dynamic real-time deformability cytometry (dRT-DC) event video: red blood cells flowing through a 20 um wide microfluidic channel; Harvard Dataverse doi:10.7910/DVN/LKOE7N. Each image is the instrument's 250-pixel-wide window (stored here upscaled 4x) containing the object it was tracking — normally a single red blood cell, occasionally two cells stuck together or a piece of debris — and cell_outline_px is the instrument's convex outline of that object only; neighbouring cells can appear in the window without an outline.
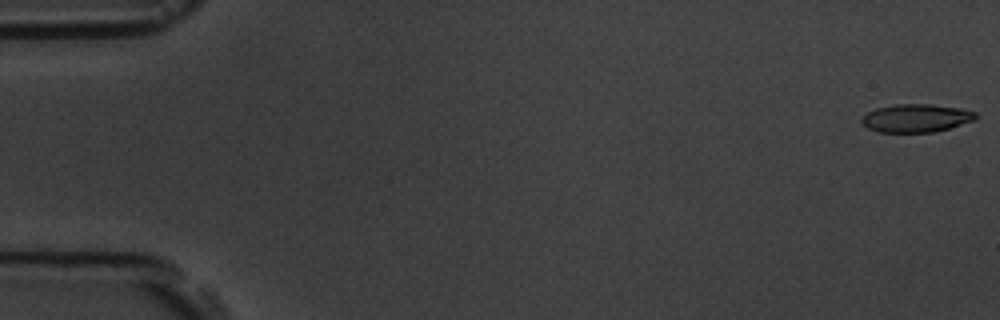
{"species": "common noctule bat (a hibernating species)", "species_latin": "Nyctalus noctula", "temperature_condition": "room temperature", "stored_images_in_passage": 7, "camera_frame_rate_fps": 3000, "um_per_image_px": 0.085, "animal": {"sex": "male", "body_mass_g": 19.5, "forearm_length_mm": 54.6}, "frame": {"image": 1, "passage_image": 1, "time_ms": 0.0, "image_size_px": [1000, 320], "cell_outline_px": [[976, 116], [972, 120], [948, 128], [932, 132], [880, 132], [868, 128], [860, 120], [868, 112], [876, 108], [896, 104], [928, 104], [960, 108], [976, 112]], "centroid_in_image_um": [77.84, 10.03], "position_along_channel_um": 7.2, "area_um2": 18.32}}
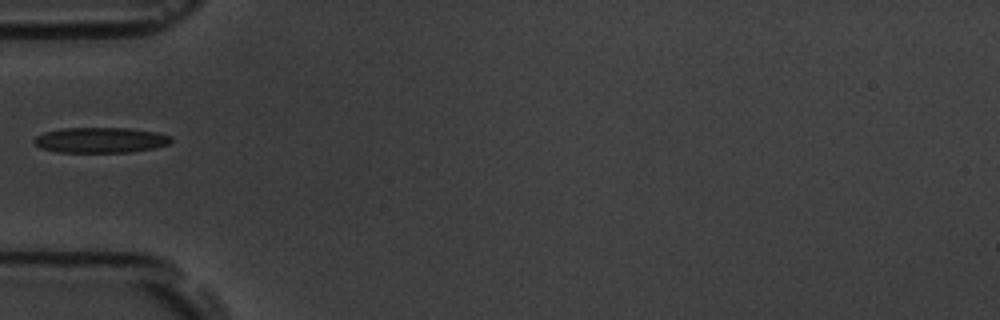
{"frame": {"image": 2, "passage_image": 6, "time_ms": 6.0, "image_size_px": [1000, 320], "cell_outline_px": [[172, 140], [168, 144], [152, 148], [128, 152], [56, 152], [40, 148], [32, 140], [36, 136], [44, 132], [60, 128], [128, 128], [156, 132], [172, 136]], "centroid_in_image_um": [8.51, 11.9], "position_along_channel_um": 76.5, "area_um2": 20.29}}
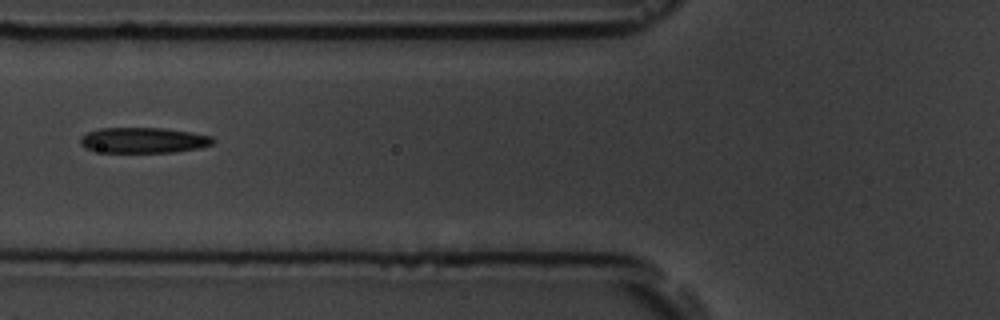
{"frame": {"image": 3, "passage_image": 7, "time_ms": 7.0, "image_size_px": [1000, 320], "cell_outline_px": [[216, 140], [212, 144], [200, 148], [172, 152], [104, 152], [84, 148], [80, 144], [80, 136], [88, 132], [100, 128], [164, 128], [192, 132], [212, 136]], "centroid_in_image_um": [12.2, 11.91], "position_along_channel_um": 113.6, "area_um2": 19.83}}